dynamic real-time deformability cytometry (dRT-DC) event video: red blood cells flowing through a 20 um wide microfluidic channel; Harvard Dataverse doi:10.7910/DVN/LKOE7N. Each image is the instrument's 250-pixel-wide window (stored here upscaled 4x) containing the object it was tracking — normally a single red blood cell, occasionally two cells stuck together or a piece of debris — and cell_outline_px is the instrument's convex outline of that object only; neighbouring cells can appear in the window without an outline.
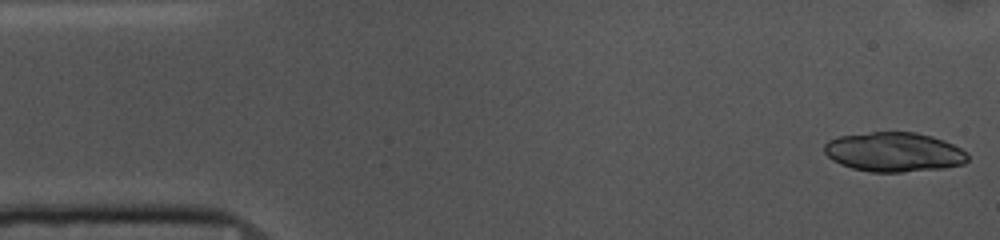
{"species": "common noctule bat (a hibernating species)", "species_latin": "Nyctalus noctula", "temperature_condition": "cold", "stored_images_in_passage": 52, "camera_frame_rate_fps": 3000, "um_per_image_px": 0.085, "animal": {"sex": "female", "body_mass_g": 10.0, "forearm_length_mm": 53.1}, "frame": {"image": 1, "passage_image": 1, "time_ms": 0.0, "image_size_px": [1000, 240], "cell_outline_px": [[968, 160], [964, 164], [944, 168], [900, 172], [872, 172], [852, 168], [840, 164], [832, 160], [824, 152], [824, 144], [828, 140], [840, 136], [872, 132], [916, 132], [932, 136], [944, 140], [968, 152]], "centroid_in_image_um": [76.0, 12.92], "position_along_channel_um": 9.0, "area_um2": 33.06}}